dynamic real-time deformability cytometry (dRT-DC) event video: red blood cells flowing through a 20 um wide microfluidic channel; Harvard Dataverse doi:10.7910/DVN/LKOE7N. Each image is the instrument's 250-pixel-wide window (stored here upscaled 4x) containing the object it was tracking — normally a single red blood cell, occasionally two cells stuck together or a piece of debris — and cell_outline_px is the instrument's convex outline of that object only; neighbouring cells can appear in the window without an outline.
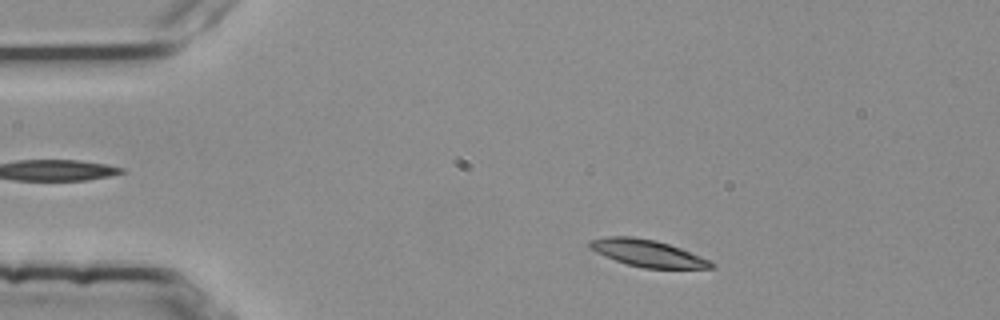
{"species": "common noctule bat (a hibernating species)", "species_latin": "Nyctalus noctula", "temperature_condition": "room temperature", "stored_images_in_passage": 43, "camera_frame_rate_fps": 3000, "um_per_image_px": 0.085, "animal": {"sex": "female", "body_mass_g": 25.1}, "frame": {"image": 1, "passage_image": 6, "time_ms": 1.667, "image_size_px": [1000, 320], "cell_outline_px": [[716, 264], [712, 268], [644, 268], [628, 264], [604, 256], [588, 248], [588, 240], [604, 236], [632, 236], [656, 240], [680, 248], [700, 256]], "centroid_in_image_um": [54.98, 21.5], "position_along_channel_um": 30.0, "area_um2": 19.02}}
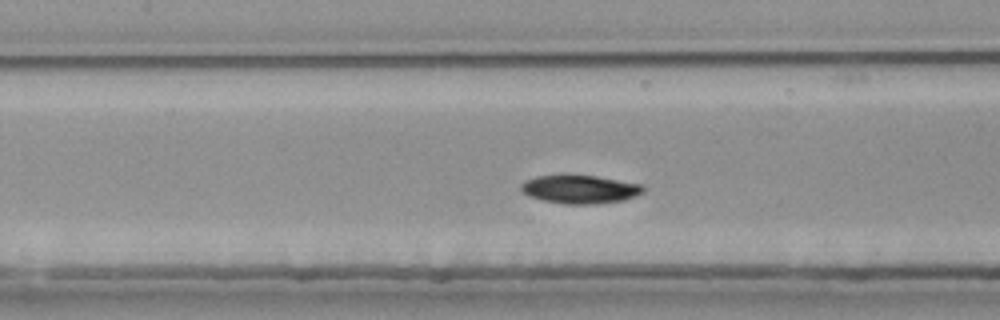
{"frame": {"image": 2, "passage_image": 21, "time_ms": 6.667, "image_size_px": [1000, 320], "cell_outline_px": [[644, 192], [624, 200], [596, 204], [564, 204], [544, 200], [528, 196], [520, 188], [520, 184], [536, 176], [596, 176], [644, 184]], "centroid_in_image_um": [49.34, 16.1], "position_along_channel_um": 158.1, "area_um2": 20.0}}
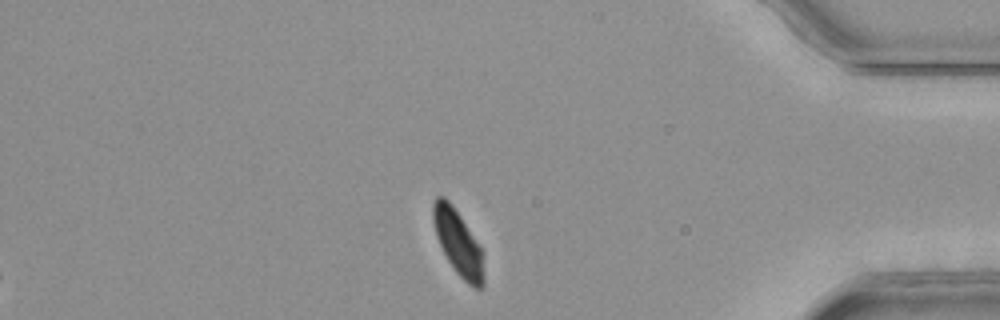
{"frame": {"image": 3, "passage_image": 43, "time_ms": 14.0, "image_size_px": [1000, 320], "cell_outline_px": [[484, 284], [480, 288], [476, 288], [468, 284], [456, 272], [448, 260], [436, 236], [432, 220], [432, 204], [436, 196], [444, 196], [452, 204], [460, 216], [480, 248], [484, 272]], "centroid_in_image_um": [38.9, 20.61], "position_along_channel_um": 396.3, "area_um2": 18.84}, "authors_computed_cell_mechanics": {"area_um2": 20.0566, "velocity_mm_per_s": 3.7308, "shape_relaxation_time_tau1_ms": 6.3292, "shape_relaxation_time_tau2_ms": null, "deformation_change_tau1": 0.1568, "deformation_change_tau2": null}}